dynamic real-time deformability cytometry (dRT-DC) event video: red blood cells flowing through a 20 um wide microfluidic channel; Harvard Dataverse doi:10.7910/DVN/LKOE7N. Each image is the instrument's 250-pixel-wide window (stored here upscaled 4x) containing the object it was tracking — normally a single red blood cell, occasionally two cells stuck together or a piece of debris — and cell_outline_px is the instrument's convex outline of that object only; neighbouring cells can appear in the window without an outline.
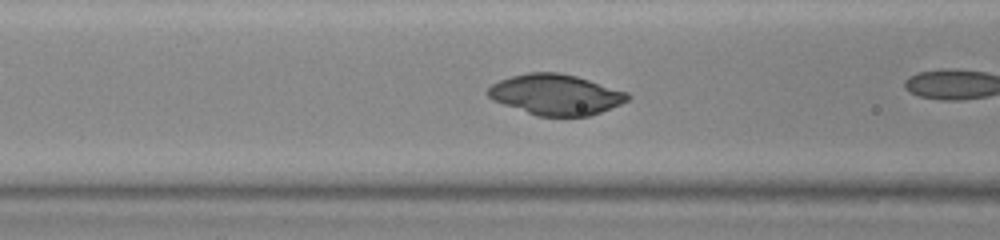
{"species": "common noctule bat (a hibernating species)", "species_latin": "Nyctalus noctula", "temperature_condition": "warm", "stored_images_in_passage": 23, "segment_of_instrument_passage": [2, 2], "camera_frame_rate_fps": 3000, "um_per_image_px": 0.085, "animal": {"sex": "female", "body_mass_g": 23.0, "forearm_length_mm": 53.4}, "frame": {"image": 1, "passage_image": 4, "time_ms": 1.0, "image_size_px": [1000, 240], "cell_outline_px": [[632, 96], [628, 100], [620, 104], [600, 112], [588, 116], [536, 116], [492, 100], [488, 96], [488, 88], [492, 84], [500, 80], [512, 76], [528, 72], [560, 72], [576, 76], [628, 92]], "centroid_in_image_um": [47.24, 8.04], "position_along_channel_um": 119.4, "area_um2": 32.95}}
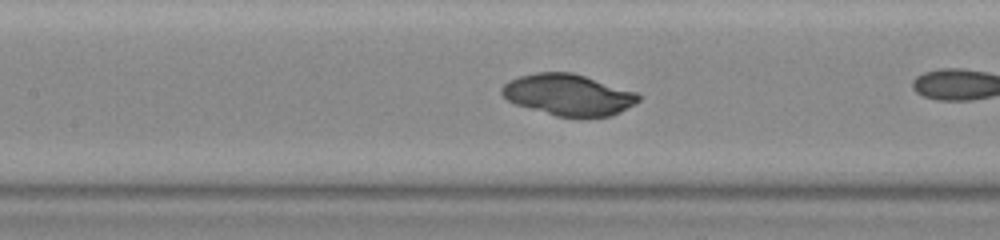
{"frame": {"image": 2, "passage_image": 7, "time_ms": 2.0, "image_size_px": [1000, 240], "cell_outline_px": [[640, 100], [620, 112], [612, 116], [556, 116], [516, 104], [508, 100], [500, 92], [500, 88], [508, 80], [520, 76], [536, 72], [572, 72], [636, 92], [640, 96]], "centroid_in_image_um": [48.28, 8.04], "position_along_channel_um": 159.1, "area_um2": 32.54}}
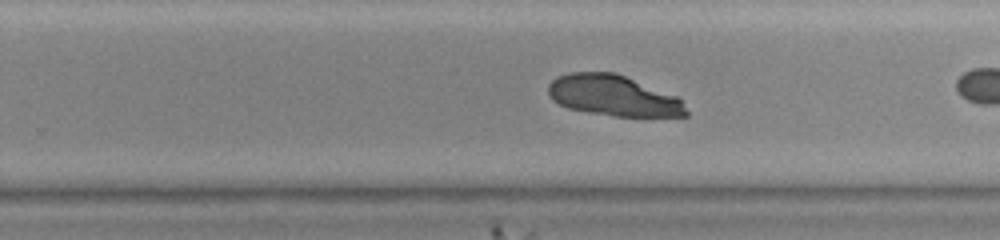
{"frame": {"image": 3, "passage_image": 16, "time_ms": 5.0, "image_size_px": [1000, 240], "cell_outline_px": [[688, 116], [616, 116], [568, 108], [552, 100], [548, 96], [548, 84], [556, 76], [568, 72], [616, 72], [676, 96], [680, 100], [688, 112]], "centroid_in_image_um": [52.09, 8.11], "position_along_channel_um": 277.7, "area_um2": 32.66}}